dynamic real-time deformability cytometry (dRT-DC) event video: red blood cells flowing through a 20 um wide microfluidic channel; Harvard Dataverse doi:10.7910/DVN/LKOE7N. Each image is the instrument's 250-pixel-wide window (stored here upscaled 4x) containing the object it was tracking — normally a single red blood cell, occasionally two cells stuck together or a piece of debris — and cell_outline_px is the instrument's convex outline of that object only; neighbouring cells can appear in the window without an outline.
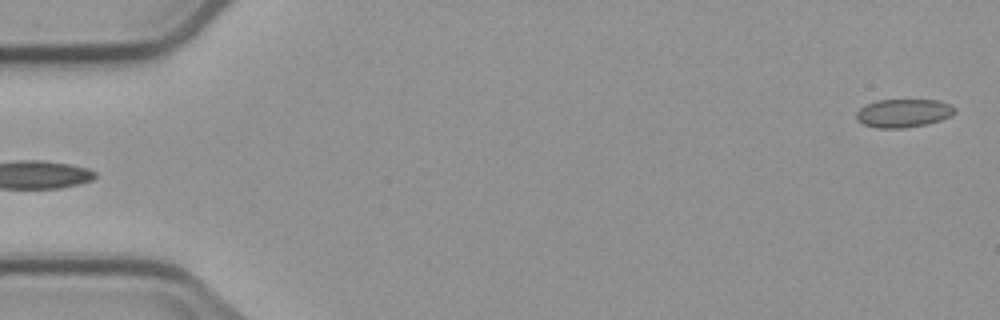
{"species": "common noctule bat (a hibernating species)", "species_latin": "Nyctalus noctula", "temperature_condition": "cold", "stored_images_in_passage": 4, "segment_of_instrument_passage": [2, 2], "camera_frame_rate_fps": 3000, "um_per_image_px": 0.085, "animal": {"sex": "male", "body_mass_g": 23.1, "forearm_length_mm": 52.7}, "frame": {"image": 1, "passage_image": 4, "time_ms": 4.0, "image_size_px": [1000, 320], "cell_outline_px": [[956, 112], [940, 120], [928, 124], [904, 128], [876, 128], [864, 124], [856, 120], [856, 112], [860, 108], [876, 100], [940, 100], [956, 108]], "centroid_in_image_um": [76.78, 9.62], "position_along_channel_um": 8.2, "area_um2": 16.24}}